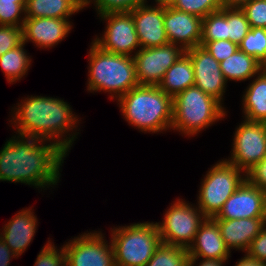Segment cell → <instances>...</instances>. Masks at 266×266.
<instances>
[{
	"label": "cell",
	"instance_id": "obj_1",
	"mask_svg": "<svg viewBox=\"0 0 266 266\" xmlns=\"http://www.w3.org/2000/svg\"><path fill=\"white\" fill-rule=\"evenodd\" d=\"M3 145L0 150V181L25 183L39 189L58 185L67 154L56 144L14 135Z\"/></svg>",
	"mask_w": 266,
	"mask_h": 266
},
{
	"label": "cell",
	"instance_id": "obj_2",
	"mask_svg": "<svg viewBox=\"0 0 266 266\" xmlns=\"http://www.w3.org/2000/svg\"><path fill=\"white\" fill-rule=\"evenodd\" d=\"M17 105L12 108V119L9 121L16 128V134L50 141L68 155L79 133L76 132L79 131L76 129L77 123L79 125L81 121L68 102L55 97L32 95Z\"/></svg>",
	"mask_w": 266,
	"mask_h": 266
},
{
	"label": "cell",
	"instance_id": "obj_3",
	"mask_svg": "<svg viewBox=\"0 0 266 266\" xmlns=\"http://www.w3.org/2000/svg\"><path fill=\"white\" fill-rule=\"evenodd\" d=\"M117 101L125 120L139 131L162 133L171 129L173 98L158 86L139 85Z\"/></svg>",
	"mask_w": 266,
	"mask_h": 266
},
{
	"label": "cell",
	"instance_id": "obj_4",
	"mask_svg": "<svg viewBox=\"0 0 266 266\" xmlns=\"http://www.w3.org/2000/svg\"><path fill=\"white\" fill-rule=\"evenodd\" d=\"M88 52V92L105 91L111 99H118L139 86L133 56L102 50L93 41Z\"/></svg>",
	"mask_w": 266,
	"mask_h": 266
},
{
	"label": "cell",
	"instance_id": "obj_5",
	"mask_svg": "<svg viewBox=\"0 0 266 266\" xmlns=\"http://www.w3.org/2000/svg\"><path fill=\"white\" fill-rule=\"evenodd\" d=\"M222 104L199 87L190 86L173 98L171 129L191 137L197 135L227 115Z\"/></svg>",
	"mask_w": 266,
	"mask_h": 266
},
{
	"label": "cell",
	"instance_id": "obj_6",
	"mask_svg": "<svg viewBox=\"0 0 266 266\" xmlns=\"http://www.w3.org/2000/svg\"><path fill=\"white\" fill-rule=\"evenodd\" d=\"M115 266H145L161 239L156 222H140L111 230Z\"/></svg>",
	"mask_w": 266,
	"mask_h": 266
},
{
	"label": "cell",
	"instance_id": "obj_7",
	"mask_svg": "<svg viewBox=\"0 0 266 266\" xmlns=\"http://www.w3.org/2000/svg\"><path fill=\"white\" fill-rule=\"evenodd\" d=\"M242 174V175H241ZM246 180V173L225 159L219 160L204 176L197 206L206 218L218 215L227 199Z\"/></svg>",
	"mask_w": 266,
	"mask_h": 266
},
{
	"label": "cell",
	"instance_id": "obj_8",
	"mask_svg": "<svg viewBox=\"0 0 266 266\" xmlns=\"http://www.w3.org/2000/svg\"><path fill=\"white\" fill-rule=\"evenodd\" d=\"M205 218L197 205L177 199L165 212L162 222H156L161 243L188 249Z\"/></svg>",
	"mask_w": 266,
	"mask_h": 266
},
{
	"label": "cell",
	"instance_id": "obj_9",
	"mask_svg": "<svg viewBox=\"0 0 266 266\" xmlns=\"http://www.w3.org/2000/svg\"><path fill=\"white\" fill-rule=\"evenodd\" d=\"M237 126L227 162L245 173L266 157V123L243 120Z\"/></svg>",
	"mask_w": 266,
	"mask_h": 266
},
{
	"label": "cell",
	"instance_id": "obj_10",
	"mask_svg": "<svg viewBox=\"0 0 266 266\" xmlns=\"http://www.w3.org/2000/svg\"><path fill=\"white\" fill-rule=\"evenodd\" d=\"M62 246L66 266H115L112 243L104 239L101 231L84 232Z\"/></svg>",
	"mask_w": 266,
	"mask_h": 266
},
{
	"label": "cell",
	"instance_id": "obj_11",
	"mask_svg": "<svg viewBox=\"0 0 266 266\" xmlns=\"http://www.w3.org/2000/svg\"><path fill=\"white\" fill-rule=\"evenodd\" d=\"M99 16L106 21V27L103 36H97L92 41L106 52L134 56L141 47L133 15L130 12H119Z\"/></svg>",
	"mask_w": 266,
	"mask_h": 266
},
{
	"label": "cell",
	"instance_id": "obj_12",
	"mask_svg": "<svg viewBox=\"0 0 266 266\" xmlns=\"http://www.w3.org/2000/svg\"><path fill=\"white\" fill-rule=\"evenodd\" d=\"M186 51L173 43L153 48H140L133 56L139 85L158 86L166 71Z\"/></svg>",
	"mask_w": 266,
	"mask_h": 266
},
{
	"label": "cell",
	"instance_id": "obj_13",
	"mask_svg": "<svg viewBox=\"0 0 266 266\" xmlns=\"http://www.w3.org/2000/svg\"><path fill=\"white\" fill-rule=\"evenodd\" d=\"M186 53L193 64L194 85L222 103L227 82L220 69V63L201 45L186 50Z\"/></svg>",
	"mask_w": 266,
	"mask_h": 266
},
{
	"label": "cell",
	"instance_id": "obj_14",
	"mask_svg": "<svg viewBox=\"0 0 266 266\" xmlns=\"http://www.w3.org/2000/svg\"><path fill=\"white\" fill-rule=\"evenodd\" d=\"M264 216L265 192L245 180L213 219L264 218Z\"/></svg>",
	"mask_w": 266,
	"mask_h": 266
},
{
	"label": "cell",
	"instance_id": "obj_15",
	"mask_svg": "<svg viewBox=\"0 0 266 266\" xmlns=\"http://www.w3.org/2000/svg\"><path fill=\"white\" fill-rule=\"evenodd\" d=\"M164 28L169 43L181 46L185 51L200 46L201 17L164 6Z\"/></svg>",
	"mask_w": 266,
	"mask_h": 266
},
{
	"label": "cell",
	"instance_id": "obj_16",
	"mask_svg": "<svg viewBox=\"0 0 266 266\" xmlns=\"http://www.w3.org/2000/svg\"><path fill=\"white\" fill-rule=\"evenodd\" d=\"M141 48H153L169 43L164 28V6L140 5L130 12Z\"/></svg>",
	"mask_w": 266,
	"mask_h": 266
},
{
	"label": "cell",
	"instance_id": "obj_17",
	"mask_svg": "<svg viewBox=\"0 0 266 266\" xmlns=\"http://www.w3.org/2000/svg\"><path fill=\"white\" fill-rule=\"evenodd\" d=\"M69 18H25L22 26L23 42L34 43L38 48H51L60 43L71 32Z\"/></svg>",
	"mask_w": 266,
	"mask_h": 266
},
{
	"label": "cell",
	"instance_id": "obj_18",
	"mask_svg": "<svg viewBox=\"0 0 266 266\" xmlns=\"http://www.w3.org/2000/svg\"><path fill=\"white\" fill-rule=\"evenodd\" d=\"M189 258L214 259L227 261L230 251L227 249L218 223L213 218H205L196 236L187 249Z\"/></svg>",
	"mask_w": 266,
	"mask_h": 266
},
{
	"label": "cell",
	"instance_id": "obj_19",
	"mask_svg": "<svg viewBox=\"0 0 266 266\" xmlns=\"http://www.w3.org/2000/svg\"><path fill=\"white\" fill-rule=\"evenodd\" d=\"M34 209L26 208L19 211L3 227L0 238L18 257L26 251L33 240L38 219L34 215Z\"/></svg>",
	"mask_w": 266,
	"mask_h": 266
},
{
	"label": "cell",
	"instance_id": "obj_20",
	"mask_svg": "<svg viewBox=\"0 0 266 266\" xmlns=\"http://www.w3.org/2000/svg\"><path fill=\"white\" fill-rule=\"evenodd\" d=\"M227 249L245 252L252 240L261 232L264 218L215 220Z\"/></svg>",
	"mask_w": 266,
	"mask_h": 266
},
{
	"label": "cell",
	"instance_id": "obj_21",
	"mask_svg": "<svg viewBox=\"0 0 266 266\" xmlns=\"http://www.w3.org/2000/svg\"><path fill=\"white\" fill-rule=\"evenodd\" d=\"M195 75L190 56L185 52L164 74L158 87L174 98L190 86H194Z\"/></svg>",
	"mask_w": 266,
	"mask_h": 266
},
{
	"label": "cell",
	"instance_id": "obj_22",
	"mask_svg": "<svg viewBox=\"0 0 266 266\" xmlns=\"http://www.w3.org/2000/svg\"><path fill=\"white\" fill-rule=\"evenodd\" d=\"M85 9L78 0H27L26 18H70L73 14Z\"/></svg>",
	"mask_w": 266,
	"mask_h": 266
},
{
	"label": "cell",
	"instance_id": "obj_23",
	"mask_svg": "<svg viewBox=\"0 0 266 266\" xmlns=\"http://www.w3.org/2000/svg\"><path fill=\"white\" fill-rule=\"evenodd\" d=\"M242 106L245 120L266 123V77L261 73L245 89Z\"/></svg>",
	"mask_w": 266,
	"mask_h": 266
},
{
	"label": "cell",
	"instance_id": "obj_24",
	"mask_svg": "<svg viewBox=\"0 0 266 266\" xmlns=\"http://www.w3.org/2000/svg\"><path fill=\"white\" fill-rule=\"evenodd\" d=\"M220 69L226 82L246 81L260 73V63L240 49L220 62Z\"/></svg>",
	"mask_w": 266,
	"mask_h": 266
},
{
	"label": "cell",
	"instance_id": "obj_25",
	"mask_svg": "<svg viewBox=\"0 0 266 266\" xmlns=\"http://www.w3.org/2000/svg\"><path fill=\"white\" fill-rule=\"evenodd\" d=\"M24 47L25 43L22 42L19 46L0 56L1 70L10 84H14L25 76L31 66V57Z\"/></svg>",
	"mask_w": 266,
	"mask_h": 266
},
{
	"label": "cell",
	"instance_id": "obj_26",
	"mask_svg": "<svg viewBox=\"0 0 266 266\" xmlns=\"http://www.w3.org/2000/svg\"><path fill=\"white\" fill-rule=\"evenodd\" d=\"M229 40L227 36V8L208 14L202 18L201 41Z\"/></svg>",
	"mask_w": 266,
	"mask_h": 266
},
{
	"label": "cell",
	"instance_id": "obj_27",
	"mask_svg": "<svg viewBox=\"0 0 266 266\" xmlns=\"http://www.w3.org/2000/svg\"><path fill=\"white\" fill-rule=\"evenodd\" d=\"M188 259L186 248L161 243L145 266H188Z\"/></svg>",
	"mask_w": 266,
	"mask_h": 266
},
{
	"label": "cell",
	"instance_id": "obj_28",
	"mask_svg": "<svg viewBox=\"0 0 266 266\" xmlns=\"http://www.w3.org/2000/svg\"><path fill=\"white\" fill-rule=\"evenodd\" d=\"M238 46L260 63L266 57V29L251 28Z\"/></svg>",
	"mask_w": 266,
	"mask_h": 266
},
{
	"label": "cell",
	"instance_id": "obj_29",
	"mask_svg": "<svg viewBox=\"0 0 266 266\" xmlns=\"http://www.w3.org/2000/svg\"><path fill=\"white\" fill-rule=\"evenodd\" d=\"M251 27L241 8H227V36L239 45Z\"/></svg>",
	"mask_w": 266,
	"mask_h": 266
},
{
	"label": "cell",
	"instance_id": "obj_30",
	"mask_svg": "<svg viewBox=\"0 0 266 266\" xmlns=\"http://www.w3.org/2000/svg\"><path fill=\"white\" fill-rule=\"evenodd\" d=\"M171 7L178 11L205 18L222 8L221 0H173Z\"/></svg>",
	"mask_w": 266,
	"mask_h": 266
},
{
	"label": "cell",
	"instance_id": "obj_31",
	"mask_svg": "<svg viewBox=\"0 0 266 266\" xmlns=\"http://www.w3.org/2000/svg\"><path fill=\"white\" fill-rule=\"evenodd\" d=\"M26 2L27 1H0V25L22 27L26 18Z\"/></svg>",
	"mask_w": 266,
	"mask_h": 266
},
{
	"label": "cell",
	"instance_id": "obj_32",
	"mask_svg": "<svg viewBox=\"0 0 266 266\" xmlns=\"http://www.w3.org/2000/svg\"><path fill=\"white\" fill-rule=\"evenodd\" d=\"M94 4L98 15L107 13L131 12L140 5L145 4V0H87L86 6Z\"/></svg>",
	"mask_w": 266,
	"mask_h": 266
},
{
	"label": "cell",
	"instance_id": "obj_33",
	"mask_svg": "<svg viewBox=\"0 0 266 266\" xmlns=\"http://www.w3.org/2000/svg\"><path fill=\"white\" fill-rule=\"evenodd\" d=\"M53 243L48 238V242L37 255L34 266H66L64 246L58 249Z\"/></svg>",
	"mask_w": 266,
	"mask_h": 266
},
{
	"label": "cell",
	"instance_id": "obj_34",
	"mask_svg": "<svg viewBox=\"0 0 266 266\" xmlns=\"http://www.w3.org/2000/svg\"><path fill=\"white\" fill-rule=\"evenodd\" d=\"M241 10L251 28L266 29V0H249Z\"/></svg>",
	"mask_w": 266,
	"mask_h": 266
},
{
	"label": "cell",
	"instance_id": "obj_35",
	"mask_svg": "<svg viewBox=\"0 0 266 266\" xmlns=\"http://www.w3.org/2000/svg\"><path fill=\"white\" fill-rule=\"evenodd\" d=\"M23 42L22 27L0 25V56Z\"/></svg>",
	"mask_w": 266,
	"mask_h": 266
},
{
	"label": "cell",
	"instance_id": "obj_36",
	"mask_svg": "<svg viewBox=\"0 0 266 266\" xmlns=\"http://www.w3.org/2000/svg\"><path fill=\"white\" fill-rule=\"evenodd\" d=\"M200 45L207 49L219 63L230 57L239 49L236 43L224 39L217 41H201Z\"/></svg>",
	"mask_w": 266,
	"mask_h": 266
},
{
	"label": "cell",
	"instance_id": "obj_37",
	"mask_svg": "<svg viewBox=\"0 0 266 266\" xmlns=\"http://www.w3.org/2000/svg\"><path fill=\"white\" fill-rule=\"evenodd\" d=\"M245 254L253 259L266 262V224L252 240Z\"/></svg>",
	"mask_w": 266,
	"mask_h": 266
},
{
	"label": "cell",
	"instance_id": "obj_38",
	"mask_svg": "<svg viewBox=\"0 0 266 266\" xmlns=\"http://www.w3.org/2000/svg\"><path fill=\"white\" fill-rule=\"evenodd\" d=\"M246 180L266 192V157L246 172Z\"/></svg>",
	"mask_w": 266,
	"mask_h": 266
},
{
	"label": "cell",
	"instance_id": "obj_39",
	"mask_svg": "<svg viewBox=\"0 0 266 266\" xmlns=\"http://www.w3.org/2000/svg\"><path fill=\"white\" fill-rule=\"evenodd\" d=\"M18 258L0 238V266H9L12 258Z\"/></svg>",
	"mask_w": 266,
	"mask_h": 266
},
{
	"label": "cell",
	"instance_id": "obj_40",
	"mask_svg": "<svg viewBox=\"0 0 266 266\" xmlns=\"http://www.w3.org/2000/svg\"><path fill=\"white\" fill-rule=\"evenodd\" d=\"M199 261L198 258H189L188 266H223L226 261L223 260H214V259H201L200 263L196 264Z\"/></svg>",
	"mask_w": 266,
	"mask_h": 266
},
{
	"label": "cell",
	"instance_id": "obj_41",
	"mask_svg": "<svg viewBox=\"0 0 266 266\" xmlns=\"http://www.w3.org/2000/svg\"><path fill=\"white\" fill-rule=\"evenodd\" d=\"M235 266H266V262L253 259L245 254Z\"/></svg>",
	"mask_w": 266,
	"mask_h": 266
},
{
	"label": "cell",
	"instance_id": "obj_42",
	"mask_svg": "<svg viewBox=\"0 0 266 266\" xmlns=\"http://www.w3.org/2000/svg\"><path fill=\"white\" fill-rule=\"evenodd\" d=\"M249 0H221L224 8H242Z\"/></svg>",
	"mask_w": 266,
	"mask_h": 266
},
{
	"label": "cell",
	"instance_id": "obj_43",
	"mask_svg": "<svg viewBox=\"0 0 266 266\" xmlns=\"http://www.w3.org/2000/svg\"><path fill=\"white\" fill-rule=\"evenodd\" d=\"M156 2V4L154 5H157V6H171L173 0H154ZM145 4H148L147 3V0H145Z\"/></svg>",
	"mask_w": 266,
	"mask_h": 266
},
{
	"label": "cell",
	"instance_id": "obj_44",
	"mask_svg": "<svg viewBox=\"0 0 266 266\" xmlns=\"http://www.w3.org/2000/svg\"><path fill=\"white\" fill-rule=\"evenodd\" d=\"M260 73L266 77V57L260 62Z\"/></svg>",
	"mask_w": 266,
	"mask_h": 266
},
{
	"label": "cell",
	"instance_id": "obj_45",
	"mask_svg": "<svg viewBox=\"0 0 266 266\" xmlns=\"http://www.w3.org/2000/svg\"><path fill=\"white\" fill-rule=\"evenodd\" d=\"M264 222L266 224V192H265V216H264Z\"/></svg>",
	"mask_w": 266,
	"mask_h": 266
},
{
	"label": "cell",
	"instance_id": "obj_46",
	"mask_svg": "<svg viewBox=\"0 0 266 266\" xmlns=\"http://www.w3.org/2000/svg\"><path fill=\"white\" fill-rule=\"evenodd\" d=\"M84 7L86 6L87 0H78Z\"/></svg>",
	"mask_w": 266,
	"mask_h": 266
},
{
	"label": "cell",
	"instance_id": "obj_47",
	"mask_svg": "<svg viewBox=\"0 0 266 266\" xmlns=\"http://www.w3.org/2000/svg\"><path fill=\"white\" fill-rule=\"evenodd\" d=\"M0 1H27V0H0Z\"/></svg>",
	"mask_w": 266,
	"mask_h": 266
}]
</instances>
